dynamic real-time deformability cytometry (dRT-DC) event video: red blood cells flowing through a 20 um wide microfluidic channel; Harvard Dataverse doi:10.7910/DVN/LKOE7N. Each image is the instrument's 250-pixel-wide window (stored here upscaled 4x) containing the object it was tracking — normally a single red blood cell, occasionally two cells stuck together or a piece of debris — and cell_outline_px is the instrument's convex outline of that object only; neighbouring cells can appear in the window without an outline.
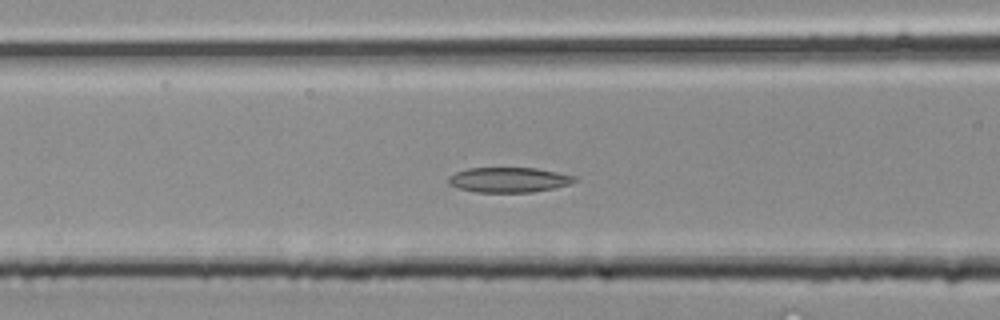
{"species": "common noctule bat (a hibernating species)", "species_latin": "Nyctalus noctula", "temperature_condition": "room temperature", "stored_images_in_passage": 28, "camera_frame_rate_fps": 3000, "um_per_image_px": 0.085, "animal": {"sex": "male", "body_mass_g": 20.4}, "frame": {"image": 1, "passage_image": 8, "time_ms": 2.333, "image_size_px": [1000, 320], "cell_outline_px": [[576, 180], [568, 184], [552, 188], [532, 192], [476, 192], [460, 188], [448, 184], [448, 176], [456, 172], [468, 168], [536, 168], [576, 176]], "centroid_in_image_um": [43.21, 15.28], "position_along_channel_um": 123.4, "area_um2": 18.21}}
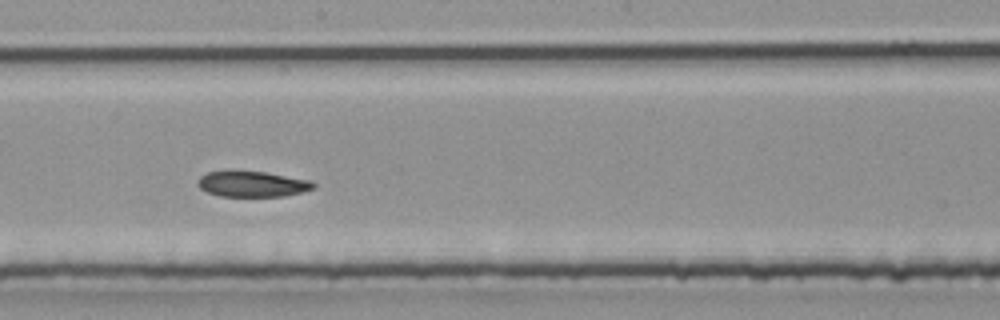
{"frame": {"image": 2, "passage_image": 13, "time_ms": 4.0, "image_size_px": [1000, 320], "cell_outline_px": [[316, 184], [312, 188], [300, 192], [284, 196], [220, 196], [208, 192], [200, 188], [196, 184], [200, 176], [208, 172], [264, 172], [312, 180]], "centroid_in_image_um": [21.45, 15.65], "position_along_channel_um": 226.8, "area_um2": 16.94}}
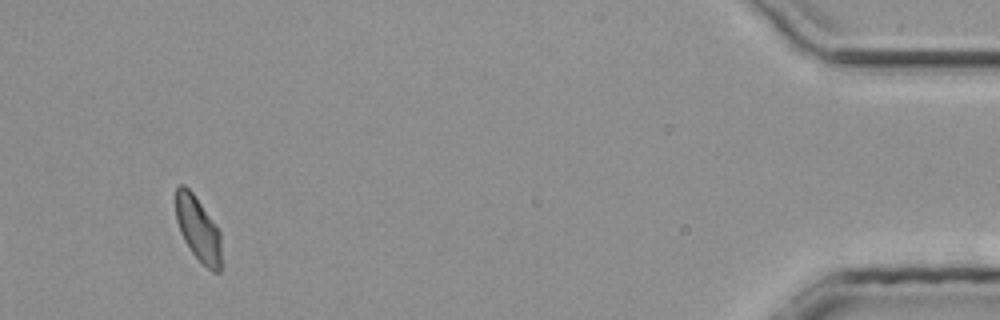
{"frame": {"image": 3, "passage_image": 26, "time_ms": 8.333, "image_size_px": [1000, 320], "cell_outline_px": [[220, 272], [212, 272], [192, 252], [184, 240], [180, 232], [176, 220], [176, 188], [180, 184], [184, 184], [192, 192], [220, 232]], "centroid_in_image_um": [16.81, 19.45], "position_along_channel_um": 418.4, "area_um2": 16.7}}